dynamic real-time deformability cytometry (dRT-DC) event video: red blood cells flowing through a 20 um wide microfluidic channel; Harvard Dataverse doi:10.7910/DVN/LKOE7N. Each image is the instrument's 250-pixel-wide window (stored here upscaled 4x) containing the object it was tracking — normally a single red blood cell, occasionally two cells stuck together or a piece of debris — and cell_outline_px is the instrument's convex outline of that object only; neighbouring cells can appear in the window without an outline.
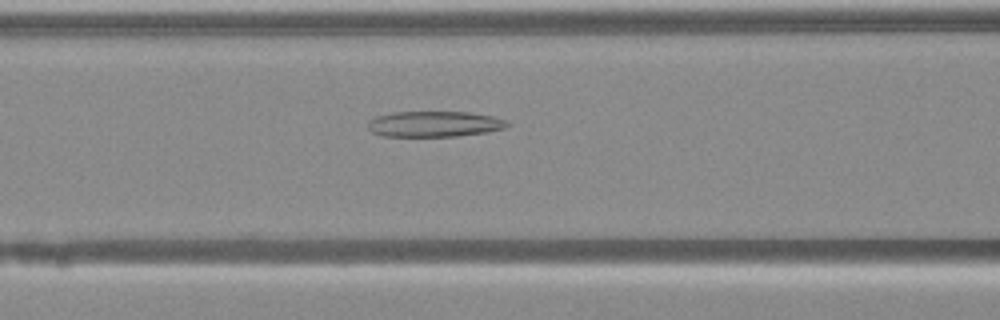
{"species": "Egyptian fruit bat (a non-hibernating species)", "species_latin": "Rousettus aegyptiacus", "temperature_condition": "warm", "stored_images_in_passage": 48, "camera_frame_rate_fps": 3000, "um_per_image_px": 0.085, "animal": {"sex": "female"}, "frame": {"image": 1, "passage_image": 20, "time_ms": 6.333, "image_size_px": [1000, 320], "cell_outline_px": [[508, 128], [484, 132], [456, 136], [380, 136], [372, 132], [368, 128], [368, 120], [376, 116], [392, 112], [468, 112], [492, 116], [504, 120], [508, 124]], "centroid_in_image_um": [36.87, 10.54], "position_along_channel_um": 129.7, "area_um2": 20.81}}
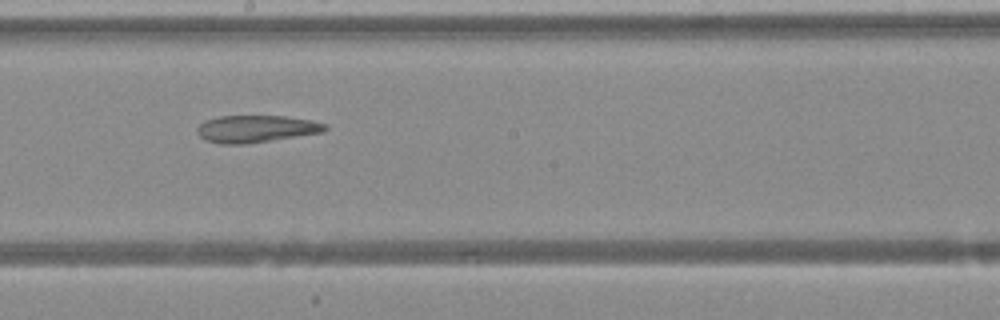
{"frame": {"image": 2, "passage_image": 27, "time_ms": 8.667, "image_size_px": [1000, 320], "cell_outline_px": [[328, 128], [324, 132], [272, 140], [244, 144], [220, 144], [204, 140], [196, 132], [196, 128], [200, 124], [208, 120], [220, 116], [288, 116], [328, 124]], "centroid_in_image_um": [21.77, 10.95], "position_along_channel_um": 226.4, "area_um2": 20.23}}
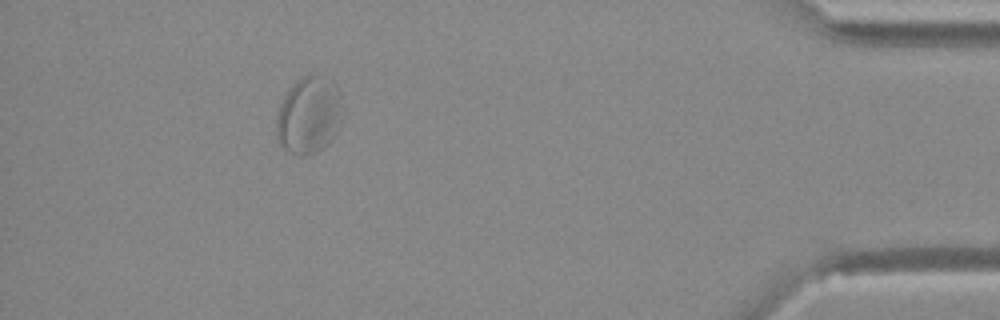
{"frame": {"image": 3, "passage_image": 44, "time_ms": 14.333, "image_size_px": [1000, 320], "cell_outline_px": [[340, 96], [336, 132], [332, 140], [328, 144], [304, 156], [300, 156], [288, 152], [280, 144], [276, 136], [276, 120], [280, 104], [284, 96], [292, 84], [296, 80], [308, 72], [324, 76], [332, 80], [336, 84], [340, 92]], "centroid_in_image_um": [26.2, 9.74], "position_along_channel_um": 409.0, "area_um2": 29.54}}